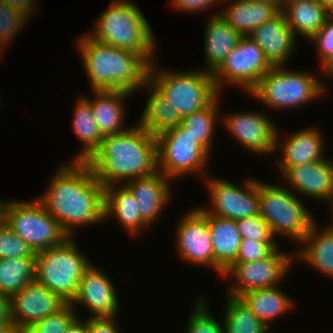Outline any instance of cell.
Listing matches in <instances>:
<instances>
[{
	"mask_svg": "<svg viewBox=\"0 0 333 333\" xmlns=\"http://www.w3.org/2000/svg\"><path fill=\"white\" fill-rule=\"evenodd\" d=\"M51 178L49 188L37 201L72 237L76 226L104 219V187L87 161L63 164Z\"/></svg>",
	"mask_w": 333,
	"mask_h": 333,
	"instance_id": "6da1fadb",
	"label": "cell"
},
{
	"mask_svg": "<svg viewBox=\"0 0 333 333\" xmlns=\"http://www.w3.org/2000/svg\"><path fill=\"white\" fill-rule=\"evenodd\" d=\"M87 162L104 188L153 175L158 172L156 137L138 123L119 134L105 135Z\"/></svg>",
	"mask_w": 333,
	"mask_h": 333,
	"instance_id": "7a4b0ae2",
	"label": "cell"
},
{
	"mask_svg": "<svg viewBox=\"0 0 333 333\" xmlns=\"http://www.w3.org/2000/svg\"><path fill=\"white\" fill-rule=\"evenodd\" d=\"M78 42L92 91L126 90L133 93L144 88L150 64L139 54L105 44L88 34L78 38Z\"/></svg>",
	"mask_w": 333,
	"mask_h": 333,
	"instance_id": "3957f363",
	"label": "cell"
},
{
	"mask_svg": "<svg viewBox=\"0 0 333 333\" xmlns=\"http://www.w3.org/2000/svg\"><path fill=\"white\" fill-rule=\"evenodd\" d=\"M90 36L113 47L136 52L150 65L156 42L147 19L135 3L114 0L95 21Z\"/></svg>",
	"mask_w": 333,
	"mask_h": 333,
	"instance_id": "277c9868",
	"label": "cell"
},
{
	"mask_svg": "<svg viewBox=\"0 0 333 333\" xmlns=\"http://www.w3.org/2000/svg\"><path fill=\"white\" fill-rule=\"evenodd\" d=\"M73 237L35 253V281L58 294L66 303L75 298L79 281L91 261L78 251Z\"/></svg>",
	"mask_w": 333,
	"mask_h": 333,
	"instance_id": "5b68a950",
	"label": "cell"
},
{
	"mask_svg": "<svg viewBox=\"0 0 333 333\" xmlns=\"http://www.w3.org/2000/svg\"><path fill=\"white\" fill-rule=\"evenodd\" d=\"M148 81L177 109L181 117L208 107L220 97L212 73L205 70L160 71L150 65Z\"/></svg>",
	"mask_w": 333,
	"mask_h": 333,
	"instance_id": "8992f818",
	"label": "cell"
},
{
	"mask_svg": "<svg viewBox=\"0 0 333 333\" xmlns=\"http://www.w3.org/2000/svg\"><path fill=\"white\" fill-rule=\"evenodd\" d=\"M290 190L258 181L259 214L269 225L273 236L283 234L300 242L316 220Z\"/></svg>",
	"mask_w": 333,
	"mask_h": 333,
	"instance_id": "52a82bcc",
	"label": "cell"
},
{
	"mask_svg": "<svg viewBox=\"0 0 333 333\" xmlns=\"http://www.w3.org/2000/svg\"><path fill=\"white\" fill-rule=\"evenodd\" d=\"M321 82L310 73L272 67L249 94L277 110L294 108L319 99L326 87Z\"/></svg>",
	"mask_w": 333,
	"mask_h": 333,
	"instance_id": "ba28073f",
	"label": "cell"
},
{
	"mask_svg": "<svg viewBox=\"0 0 333 333\" xmlns=\"http://www.w3.org/2000/svg\"><path fill=\"white\" fill-rule=\"evenodd\" d=\"M3 220L36 253L62 244L69 236L37 201H9Z\"/></svg>",
	"mask_w": 333,
	"mask_h": 333,
	"instance_id": "9c48e42d",
	"label": "cell"
},
{
	"mask_svg": "<svg viewBox=\"0 0 333 333\" xmlns=\"http://www.w3.org/2000/svg\"><path fill=\"white\" fill-rule=\"evenodd\" d=\"M156 140L158 171L167 178L204 172L210 154L181 124Z\"/></svg>",
	"mask_w": 333,
	"mask_h": 333,
	"instance_id": "30bf717a",
	"label": "cell"
},
{
	"mask_svg": "<svg viewBox=\"0 0 333 333\" xmlns=\"http://www.w3.org/2000/svg\"><path fill=\"white\" fill-rule=\"evenodd\" d=\"M271 68L263 50L246 35L239 39L237 46L212 73V77L218 92L223 82L229 81V84H235L250 93Z\"/></svg>",
	"mask_w": 333,
	"mask_h": 333,
	"instance_id": "8fae6325",
	"label": "cell"
},
{
	"mask_svg": "<svg viewBox=\"0 0 333 333\" xmlns=\"http://www.w3.org/2000/svg\"><path fill=\"white\" fill-rule=\"evenodd\" d=\"M205 178L213 206L211 210L204 209L206 212L232 220L259 214L258 180L250 178L244 182V189H240L223 179Z\"/></svg>",
	"mask_w": 333,
	"mask_h": 333,
	"instance_id": "7c38bea8",
	"label": "cell"
},
{
	"mask_svg": "<svg viewBox=\"0 0 333 333\" xmlns=\"http://www.w3.org/2000/svg\"><path fill=\"white\" fill-rule=\"evenodd\" d=\"M279 252L276 248L263 260L234 263L223 275L229 278L233 276L237 282L229 289L228 295L239 297L250 290L278 287V282L290 270L293 259L291 255Z\"/></svg>",
	"mask_w": 333,
	"mask_h": 333,
	"instance_id": "4fadbf2b",
	"label": "cell"
},
{
	"mask_svg": "<svg viewBox=\"0 0 333 333\" xmlns=\"http://www.w3.org/2000/svg\"><path fill=\"white\" fill-rule=\"evenodd\" d=\"M178 223L176 248L181 259L192 264L213 267L223 276L225 272L214 262L211 233L206 217L194 208Z\"/></svg>",
	"mask_w": 333,
	"mask_h": 333,
	"instance_id": "5bb4252c",
	"label": "cell"
},
{
	"mask_svg": "<svg viewBox=\"0 0 333 333\" xmlns=\"http://www.w3.org/2000/svg\"><path fill=\"white\" fill-rule=\"evenodd\" d=\"M66 304L58 294L34 280L10 297V319L23 331Z\"/></svg>",
	"mask_w": 333,
	"mask_h": 333,
	"instance_id": "9a60e30c",
	"label": "cell"
},
{
	"mask_svg": "<svg viewBox=\"0 0 333 333\" xmlns=\"http://www.w3.org/2000/svg\"><path fill=\"white\" fill-rule=\"evenodd\" d=\"M225 127L244 147L262 155L276 152L277 130L271 120L261 112H244L227 115Z\"/></svg>",
	"mask_w": 333,
	"mask_h": 333,
	"instance_id": "2e32d148",
	"label": "cell"
},
{
	"mask_svg": "<svg viewBox=\"0 0 333 333\" xmlns=\"http://www.w3.org/2000/svg\"><path fill=\"white\" fill-rule=\"evenodd\" d=\"M92 264L80 278L78 291L70 303L84 305L92 313V317H115L118 308L117 293L112 281L101 269Z\"/></svg>",
	"mask_w": 333,
	"mask_h": 333,
	"instance_id": "e0dca14e",
	"label": "cell"
},
{
	"mask_svg": "<svg viewBox=\"0 0 333 333\" xmlns=\"http://www.w3.org/2000/svg\"><path fill=\"white\" fill-rule=\"evenodd\" d=\"M331 160L325 158L309 164L291 166L282 175L295 192L330 202L333 198V159Z\"/></svg>",
	"mask_w": 333,
	"mask_h": 333,
	"instance_id": "ac0fdd59",
	"label": "cell"
},
{
	"mask_svg": "<svg viewBox=\"0 0 333 333\" xmlns=\"http://www.w3.org/2000/svg\"><path fill=\"white\" fill-rule=\"evenodd\" d=\"M264 52L272 67L283 66L290 58L296 37L280 11L248 35Z\"/></svg>",
	"mask_w": 333,
	"mask_h": 333,
	"instance_id": "d6986e66",
	"label": "cell"
},
{
	"mask_svg": "<svg viewBox=\"0 0 333 333\" xmlns=\"http://www.w3.org/2000/svg\"><path fill=\"white\" fill-rule=\"evenodd\" d=\"M170 178L159 171L147 177L132 179L124 185L131 191L138 205L141 217L151 225L168 205L171 187Z\"/></svg>",
	"mask_w": 333,
	"mask_h": 333,
	"instance_id": "ffe728a7",
	"label": "cell"
},
{
	"mask_svg": "<svg viewBox=\"0 0 333 333\" xmlns=\"http://www.w3.org/2000/svg\"><path fill=\"white\" fill-rule=\"evenodd\" d=\"M316 128L299 130L289 136L284 142H279L276 134L275 149L282 150L281 159L277 163L278 169L283 173L288 167L325 159L323 157V137Z\"/></svg>",
	"mask_w": 333,
	"mask_h": 333,
	"instance_id": "44dd1931",
	"label": "cell"
},
{
	"mask_svg": "<svg viewBox=\"0 0 333 333\" xmlns=\"http://www.w3.org/2000/svg\"><path fill=\"white\" fill-rule=\"evenodd\" d=\"M207 219L211 233L214 262L226 272L237 260L241 235L236 220L210 214L204 208H197Z\"/></svg>",
	"mask_w": 333,
	"mask_h": 333,
	"instance_id": "7402d4cb",
	"label": "cell"
},
{
	"mask_svg": "<svg viewBox=\"0 0 333 333\" xmlns=\"http://www.w3.org/2000/svg\"><path fill=\"white\" fill-rule=\"evenodd\" d=\"M93 99L83 97L91 106L94 119L103 136L119 134L126 129L122 127L125 116V101L131 92L126 90H93Z\"/></svg>",
	"mask_w": 333,
	"mask_h": 333,
	"instance_id": "603a6c76",
	"label": "cell"
},
{
	"mask_svg": "<svg viewBox=\"0 0 333 333\" xmlns=\"http://www.w3.org/2000/svg\"><path fill=\"white\" fill-rule=\"evenodd\" d=\"M110 216L116 217L132 236L150 227L141 217L135 197L125 185L116 184L104 188V219Z\"/></svg>",
	"mask_w": 333,
	"mask_h": 333,
	"instance_id": "cb8c5ba5",
	"label": "cell"
},
{
	"mask_svg": "<svg viewBox=\"0 0 333 333\" xmlns=\"http://www.w3.org/2000/svg\"><path fill=\"white\" fill-rule=\"evenodd\" d=\"M205 29V71L213 73L235 48L242 35L232 28L218 13L209 17ZM207 68V69H206Z\"/></svg>",
	"mask_w": 333,
	"mask_h": 333,
	"instance_id": "d4e9b609",
	"label": "cell"
},
{
	"mask_svg": "<svg viewBox=\"0 0 333 333\" xmlns=\"http://www.w3.org/2000/svg\"><path fill=\"white\" fill-rule=\"evenodd\" d=\"M224 10L218 13L220 17L242 36H248L281 11L275 4L259 0H235Z\"/></svg>",
	"mask_w": 333,
	"mask_h": 333,
	"instance_id": "484cf974",
	"label": "cell"
},
{
	"mask_svg": "<svg viewBox=\"0 0 333 333\" xmlns=\"http://www.w3.org/2000/svg\"><path fill=\"white\" fill-rule=\"evenodd\" d=\"M281 12L295 37L311 39L324 25L329 12L318 0H284Z\"/></svg>",
	"mask_w": 333,
	"mask_h": 333,
	"instance_id": "4316f807",
	"label": "cell"
},
{
	"mask_svg": "<svg viewBox=\"0 0 333 333\" xmlns=\"http://www.w3.org/2000/svg\"><path fill=\"white\" fill-rule=\"evenodd\" d=\"M326 228L318 232L319 228L315 222L301 241L304 243L303 249L293 255L296 259L300 258V261L309 263L308 265L314 269L333 278V230L328 226Z\"/></svg>",
	"mask_w": 333,
	"mask_h": 333,
	"instance_id": "83f0119b",
	"label": "cell"
},
{
	"mask_svg": "<svg viewBox=\"0 0 333 333\" xmlns=\"http://www.w3.org/2000/svg\"><path fill=\"white\" fill-rule=\"evenodd\" d=\"M144 87L148 88L150 94L138 123L154 137L180 125L181 115L177 109L172 108L163 94L149 81L145 83Z\"/></svg>",
	"mask_w": 333,
	"mask_h": 333,
	"instance_id": "f1b7e54d",
	"label": "cell"
},
{
	"mask_svg": "<svg viewBox=\"0 0 333 333\" xmlns=\"http://www.w3.org/2000/svg\"><path fill=\"white\" fill-rule=\"evenodd\" d=\"M239 298L269 328V322L288 312L293 306L290 298L277 286L250 290L241 294Z\"/></svg>",
	"mask_w": 333,
	"mask_h": 333,
	"instance_id": "f546056e",
	"label": "cell"
},
{
	"mask_svg": "<svg viewBox=\"0 0 333 333\" xmlns=\"http://www.w3.org/2000/svg\"><path fill=\"white\" fill-rule=\"evenodd\" d=\"M72 123L75 135L84 145L74 161H88L101 146L104 136L94 119L90 104L82 96L77 100Z\"/></svg>",
	"mask_w": 333,
	"mask_h": 333,
	"instance_id": "4dcf8cb0",
	"label": "cell"
},
{
	"mask_svg": "<svg viewBox=\"0 0 333 333\" xmlns=\"http://www.w3.org/2000/svg\"><path fill=\"white\" fill-rule=\"evenodd\" d=\"M35 280V258L0 259V292L11 297Z\"/></svg>",
	"mask_w": 333,
	"mask_h": 333,
	"instance_id": "1f68e13d",
	"label": "cell"
},
{
	"mask_svg": "<svg viewBox=\"0 0 333 333\" xmlns=\"http://www.w3.org/2000/svg\"><path fill=\"white\" fill-rule=\"evenodd\" d=\"M224 319L225 333H267V327L239 298L227 296Z\"/></svg>",
	"mask_w": 333,
	"mask_h": 333,
	"instance_id": "d6a6232c",
	"label": "cell"
},
{
	"mask_svg": "<svg viewBox=\"0 0 333 333\" xmlns=\"http://www.w3.org/2000/svg\"><path fill=\"white\" fill-rule=\"evenodd\" d=\"M218 102L219 98L217 97L208 107L184 116L181 122V125L187 129L209 153L212 149L213 132L216 128Z\"/></svg>",
	"mask_w": 333,
	"mask_h": 333,
	"instance_id": "836d02e7",
	"label": "cell"
},
{
	"mask_svg": "<svg viewBox=\"0 0 333 333\" xmlns=\"http://www.w3.org/2000/svg\"><path fill=\"white\" fill-rule=\"evenodd\" d=\"M70 303H67L54 314L37 321L25 330L23 333H64L71 322L77 317V313Z\"/></svg>",
	"mask_w": 333,
	"mask_h": 333,
	"instance_id": "e575fe53",
	"label": "cell"
},
{
	"mask_svg": "<svg viewBox=\"0 0 333 333\" xmlns=\"http://www.w3.org/2000/svg\"><path fill=\"white\" fill-rule=\"evenodd\" d=\"M35 258L31 248L5 223L0 221V259Z\"/></svg>",
	"mask_w": 333,
	"mask_h": 333,
	"instance_id": "d590c367",
	"label": "cell"
},
{
	"mask_svg": "<svg viewBox=\"0 0 333 333\" xmlns=\"http://www.w3.org/2000/svg\"><path fill=\"white\" fill-rule=\"evenodd\" d=\"M204 299L198 298L194 311L187 322V333H225V325L210 315Z\"/></svg>",
	"mask_w": 333,
	"mask_h": 333,
	"instance_id": "8d00e7d4",
	"label": "cell"
},
{
	"mask_svg": "<svg viewBox=\"0 0 333 333\" xmlns=\"http://www.w3.org/2000/svg\"><path fill=\"white\" fill-rule=\"evenodd\" d=\"M28 21L22 14L9 8L0 1V56L6 45Z\"/></svg>",
	"mask_w": 333,
	"mask_h": 333,
	"instance_id": "74e56055",
	"label": "cell"
},
{
	"mask_svg": "<svg viewBox=\"0 0 333 333\" xmlns=\"http://www.w3.org/2000/svg\"><path fill=\"white\" fill-rule=\"evenodd\" d=\"M242 239L276 241L270 227L260 214L236 220Z\"/></svg>",
	"mask_w": 333,
	"mask_h": 333,
	"instance_id": "f35d334b",
	"label": "cell"
},
{
	"mask_svg": "<svg viewBox=\"0 0 333 333\" xmlns=\"http://www.w3.org/2000/svg\"><path fill=\"white\" fill-rule=\"evenodd\" d=\"M278 244L275 241H254L242 239L235 263L254 262L267 258Z\"/></svg>",
	"mask_w": 333,
	"mask_h": 333,
	"instance_id": "ab89813d",
	"label": "cell"
},
{
	"mask_svg": "<svg viewBox=\"0 0 333 333\" xmlns=\"http://www.w3.org/2000/svg\"><path fill=\"white\" fill-rule=\"evenodd\" d=\"M317 47L322 63L333 54V13H330L323 27L310 39Z\"/></svg>",
	"mask_w": 333,
	"mask_h": 333,
	"instance_id": "60d3db41",
	"label": "cell"
},
{
	"mask_svg": "<svg viewBox=\"0 0 333 333\" xmlns=\"http://www.w3.org/2000/svg\"><path fill=\"white\" fill-rule=\"evenodd\" d=\"M114 317L88 318V333H119Z\"/></svg>",
	"mask_w": 333,
	"mask_h": 333,
	"instance_id": "b9f144b4",
	"label": "cell"
},
{
	"mask_svg": "<svg viewBox=\"0 0 333 333\" xmlns=\"http://www.w3.org/2000/svg\"><path fill=\"white\" fill-rule=\"evenodd\" d=\"M221 1L223 2L224 0H173L171 3L177 10L194 13L196 11L201 12Z\"/></svg>",
	"mask_w": 333,
	"mask_h": 333,
	"instance_id": "7bdbcfd3",
	"label": "cell"
},
{
	"mask_svg": "<svg viewBox=\"0 0 333 333\" xmlns=\"http://www.w3.org/2000/svg\"><path fill=\"white\" fill-rule=\"evenodd\" d=\"M9 8L22 14L27 20L36 8L35 0H0ZM35 3V4H34Z\"/></svg>",
	"mask_w": 333,
	"mask_h": 333,
	"instance_id": "ee69618b",
	"label": "cell"
},
{
	"mask_svg": "<svg viewBox=\"0 0 333 333\" xmlns=\"http://www.w3.org/2000/svg\"><path fill=\"white\" fill-rule=\"evenodd\" d=\"M10 319V297L0 292V323Z\"/></svg>",
	"mask_w": 333,
	"mask_h": 333,
	"instance_id": "f6af8a7d",
	"label": "cell"
},
{
	"mask_svg": "<svg viewBox=\"0 0 333 333\" xmlns=\"http://www.w3.org/2000/svg\"><path fill=\"white\" fill-rule=\"evenodd\" d=\"M64 333H88V321L87 319L85 321L79 320L78 317H76L71 324L68 326L66 331Z\"/></svg>",
	"mask_w": 333,
	"mask_h": 333,
	"instance_id": "bcb514c9",
	"label": "cell"
},
{
	"mask_svg": "<svg viewBox=\"0 0 333 333\" xmlns=\"http://www.w3.org/2000/svg\"><path fill=\"white\" fill-rule=\"evenodd\" d=\"M0 333H23L11 320L0 323Z\"/></svg>",
	"mask_w": 333,
	"mask_h": 333,
	"instance_id": "7dc6e473",
	"label": "cell"
},
{
	"mask_svg": "<svg viewBox=\"0 0 333 333\" xmlns=\"http://www.w3.org/2000/svg\"><path fill=\"white\" fill-rule=\"evenodd\" d=\"M323 69L325 70L327 76L333 79V54L327 57L322 63Z\"/></svg>",
	"mask_w": 333,
	"mask_h": 333,
	"instance_id": "c3c4849f",
	"label": "cell"
},
{
	"mask_svg": "<svg viewBox=\"0 0 333 333\" xmlns=\"http://www.w3.org/2000/svg\"><path fill=\"white\" fill-rule=\"evenodd\" d=\"M324 8L329 12L333 13V0H318Z\"/></svg>",
	"mask_w": 333,
	"mask_h": 333,
	"instance_id": "681fc988",
	"label": "cell"
},
{
	"mask_svg": "<svg viewBox=\"0 0 333 333\" xmlns=\"http://www.w3.org/2000/svg\"><path fill=\"white\" fill-rule=\"evenodd\" d=\"M226 1V0H225ZM228 1V0H227ZM253 1H258V0H253ZM259 1H267L270 3L275 4L280 10L282 8V5L284 3V0H259Z\"/></svg>",
	"mask_w": 333,
	"mask_h": 333,
	"instance_id": "f907efd6",
	"label": "cell"
},
{
	"mask_svg": "<svg viewBox=\"0 0 333 333\" xmlns=\"http://www.w3.org/2000/svg\"><path fill=\"white\" fill-rule=\"evenodd\" d=\"M5 202L0 199V221L3 220Z\"/></svg>",
	"mask_w": 333,
	"mask_h": 333,
	"instance_id": "816d5d0a",
	"label": "cell"
},
{
	"mask_svg": "<svg viewBox=\"0 0 333 333\" xmlns=\"http://www.w3.org/2000/svg\"><path fill=\"white\" fill-rule=\"evenodd\" d=\"M331 204V207L332 208V213L333 214V198L331 199V201L329 202ZM333 222V221H332ZM332 225V226H331ZM330 226H328L331 230H333V224H331Z\"/></svg>",
	"mask_w": 333,
	"mask_h": 333,
	"instance_id": "f5cc1de1",
	"label": "cell"
}]
</instances>
